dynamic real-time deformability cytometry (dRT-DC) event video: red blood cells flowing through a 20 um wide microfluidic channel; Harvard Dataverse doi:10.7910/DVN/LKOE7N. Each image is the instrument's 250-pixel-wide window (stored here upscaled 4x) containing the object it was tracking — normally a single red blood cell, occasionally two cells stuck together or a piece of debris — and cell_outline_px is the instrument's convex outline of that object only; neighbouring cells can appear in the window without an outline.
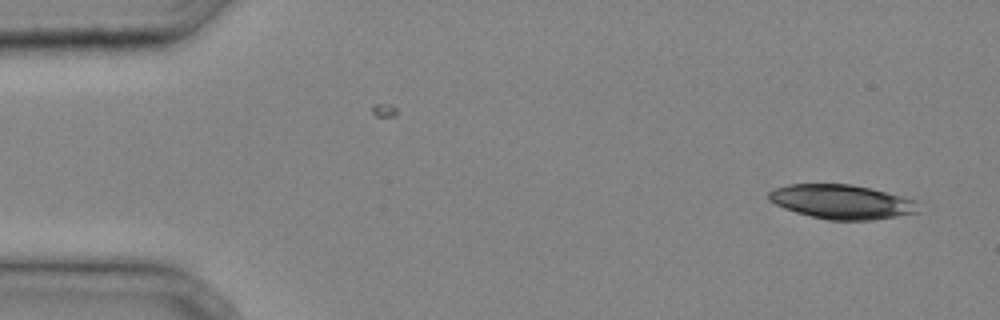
{"species": "common noctule bat (a hibernating species)", "species_latin": "Nyctalus noctula", "temperature_condition": "cold", "stored_images_in_passage": 8, "camera_frame_rate_fps": 3000, "um_per_image_px": 0.085, "animal": {"sex": "male", "body_mass_g": 20.4}, "frame": {"image": 1, "passage_image": 1, "time_ms": 0.0, "image_size_px": [1000, 320], "cell_outline_px": [[920, 212], [872, 220], [828, 220], [796, 212], [784, 208], [768, 200], [768, 192], [776, 188], [788, 184], [852, 184], [872, 188], [916, 200]], "centroid_in_image_um": [71.56, 17.15], "position_along_channel_um": 13.4, "area_um2": 29.88}}